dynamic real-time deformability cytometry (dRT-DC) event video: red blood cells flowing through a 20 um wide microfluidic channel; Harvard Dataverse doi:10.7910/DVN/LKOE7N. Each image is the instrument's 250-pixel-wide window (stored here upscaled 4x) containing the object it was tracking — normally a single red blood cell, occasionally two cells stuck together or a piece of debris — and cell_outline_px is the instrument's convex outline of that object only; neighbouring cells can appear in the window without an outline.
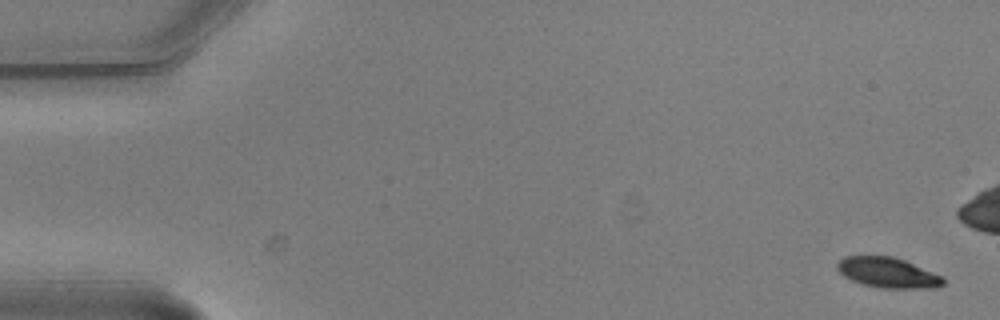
{"species": "common noctule bat (a hibernating species)", "species_latin": "Nyctalus noctula", "temperature_condition": "warm", "stored_images_in_passage": 6, "camera_frame_rate_fps": 3000, "um_per_image_px": 0.085, "animal": {"sex": "male", "body_mass_g": 20.5, "forearm_length_mm": 52.5}, "frame": {"image": 1, "passage_image": 1, "time_ms": 0.0, "image_size_px": [1000, 320], "cell_outline_px": [[944, 284], [936, 288], [884, 288], [864, 284], [852, 280], [844, 276], [836, 268], [836, 264], [844, 256], [892, 256], [904, 260], [944, 276]], "centroid_in_image_um": [75.49, 23.17], "position_along_channel_um": 9.5, "area_um2": 18.67}}